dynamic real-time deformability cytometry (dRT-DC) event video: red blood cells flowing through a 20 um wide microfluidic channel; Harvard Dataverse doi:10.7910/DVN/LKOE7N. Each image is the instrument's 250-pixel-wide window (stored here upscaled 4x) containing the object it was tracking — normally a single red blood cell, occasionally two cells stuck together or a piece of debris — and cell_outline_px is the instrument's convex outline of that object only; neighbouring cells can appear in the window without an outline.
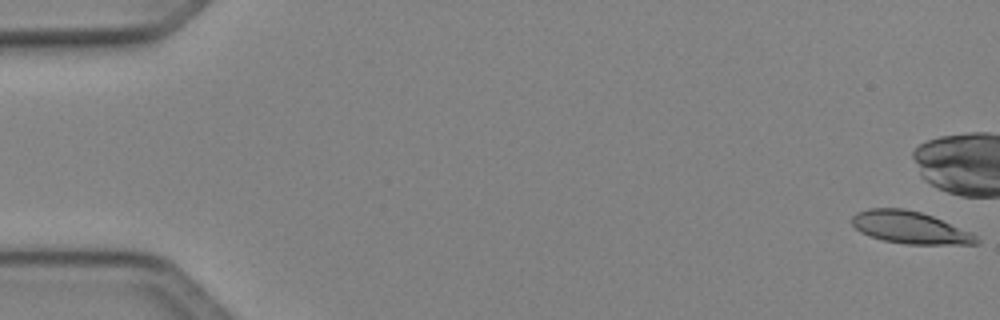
{"species": "Egyptian fruit bat (a non-hibernating species)", "species_latin": "Rousettus aegyptiacus", "temperature_condition": "cold", "stored_images_in_passage": 51, "camera_frame_rate_fps": 3000, "um_per_image_px": 0.085, "animal": {"sex": "female"}, "frame": {"image": 1, "passage_image": 1, "time_ms": 0.0, "image_size_px": [1000, 320], "cell_outline_px": [[980, 244], [908, 244], [884, 240], [860, 232], [852, 224], [852, 216], [856, 212], [868, 208], [904, 208], [920, 212], [932, 216], [972, 232], [980, 240]], "centroid_in_image_um": [77.36, 19.33], "position_along_channel_um": 7.6, "area_um2": 23.29}}
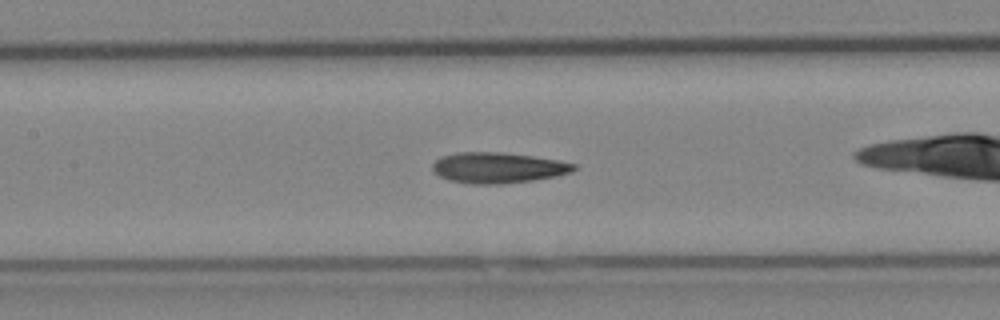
{"frame": {"image": 2, "passage_image": 24, "time_ms": 7.667, "image_size_px": [1000, 320], "cell_outline_px": [[576, 168], [572, 172], [556, 176], [532, 180], [500, 184], [472, 184], [448, 180], [440, 176], [432, 168], [432, 164], [440, 156], [456, 152], [504, 152], [560, 160], [576, 164]], "centroid_in_image_um": [42.32, 14.25], "position_along_channel_um": 165.1, "area_um2": 25.37}}
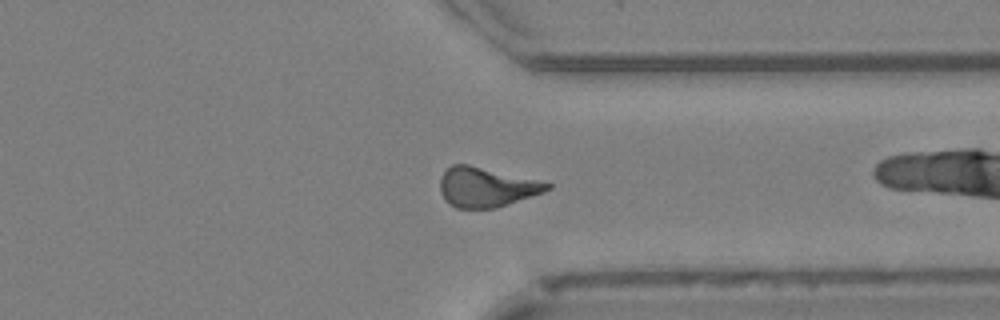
{"frame": {"image": 3, "passage_image": 39, "time_ms": 12.667, "image_size_px": [1000, 320], "cell_outline_px": [[552, 188], [544, 192], [496, 208], [456, 208], [448, 204], [440, 192], [440, 176], [452, 164], [468, 164], [536, 180], [552, 184]], "centroid_in_image_um": [41.3, 15.91], "position_along_channel_um": 370.1, "area_um2": 24.57}, "authors_computed_cell_mechanics": {"area_um2": 24.3338, "velocity_mm_per_s": 4.1126, "shape_relaxation_time_tau1_ms": 9.0314, "shape_relaxation_time_tau2_ms": 4.4079, "deformation_change_tau1": 0.2313, "deformation_change_tau2": 0.1336}}